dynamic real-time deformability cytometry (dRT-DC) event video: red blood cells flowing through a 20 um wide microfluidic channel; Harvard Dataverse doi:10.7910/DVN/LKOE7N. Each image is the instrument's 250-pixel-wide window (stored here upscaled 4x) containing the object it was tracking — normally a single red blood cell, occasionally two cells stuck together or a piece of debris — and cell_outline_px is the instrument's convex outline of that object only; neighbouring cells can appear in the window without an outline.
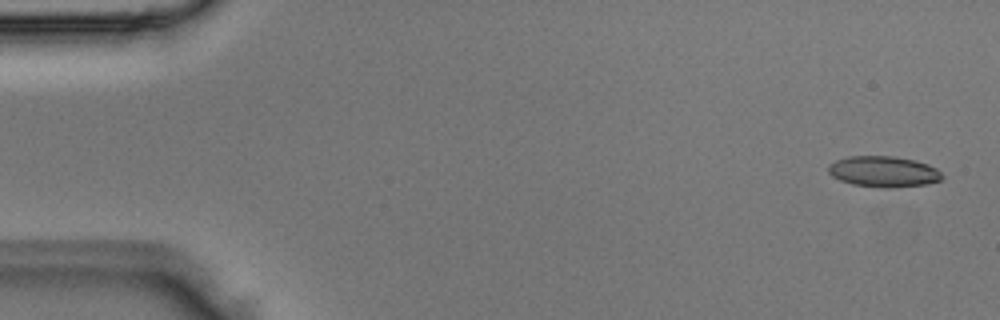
{"species": "Egyptian fruit bat (a non-hibernating species)", "species_latin": "Rousettus aegyptiacus", "temperature_condition": "room temperature", "stored_images_in_passage": 4, "camera_frame_rate_fps": 3000, "um_per_image_px": 0.085, "animal": {"sex": "male"}, "frame": {"image": 1, "passage_image": 1, "time_ms": 0.0, "image_size_px": [1000, 320], "cell_outline_px": [[944, 176], [940, 180], [924, 184], [892, 188], [884, 188], [852, 184], [840, 180], [832, 176], [828, 172], [828, 164], [836, 160], [848, 156], [892, 156], [916, 160], [928, 164], [936, 168]], "centroid_in_image_um": [75.08, 14.58], "position_along_channel_um": 9.9, "area_um2": 20.52}}